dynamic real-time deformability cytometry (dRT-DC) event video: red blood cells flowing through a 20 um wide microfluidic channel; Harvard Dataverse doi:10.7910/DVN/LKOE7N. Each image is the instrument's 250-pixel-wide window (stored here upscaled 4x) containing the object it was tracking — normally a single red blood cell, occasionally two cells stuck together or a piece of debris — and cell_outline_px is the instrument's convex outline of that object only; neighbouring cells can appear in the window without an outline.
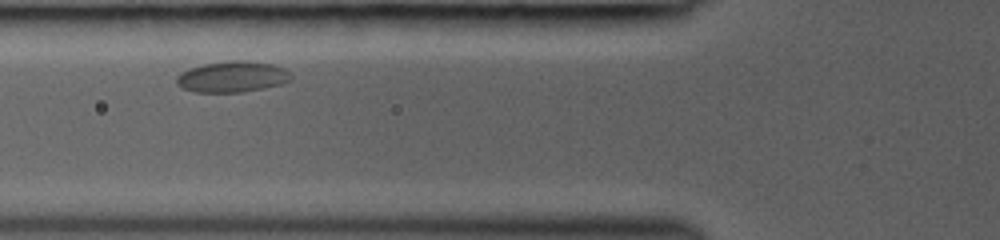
{"species": "common noctule bat (a hibernating species)", "species_latin": "Nyctalus noctula", "temperature_condition": "room temperature", "stored_images_in_passage": 5, "camera_frame_rate_fps": 3000, "um_per_image_px": 0.085, "animal": {"sex": "female", "body_mass_g": 19.0, "forearm_length_mm": 53.3}, "frame": {"image": 1, "passage_image": 3, "time_ms": 2.333, "image_size_px": [1000, 240], "cell_outline_px": [[292, 80], [280, 84], [264, 88], [244, 92], [196, 92], [180, 88], [176, 84], [176, 76], [180, 72], [188, 68], [204, 64], [236, 60], [244, 60], [272, 64], [284, 68], [292, 76]], "centroid_in_image_um": [19.71, 6.53], "position_along_channel_um": 106.1, "area_um2": 20.81}}
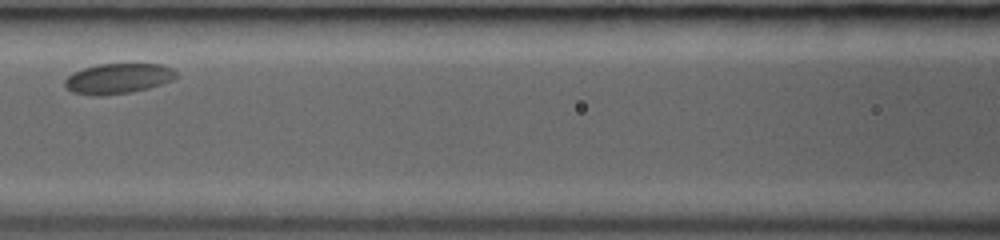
{"frame": {"image": 2, "passage_image": 4, "time_ms": 3.667, "image_size_px": [1000, 240], "cell_outline_px": [[180, 76], [172, 80], [148, 88], [132, 92], [100, 96], [96, 96], [72, 92], [64, 88], [64, 80], [72, 72], [96, 64], [160, 64], [172, 68]], "centroid_in_image_um": [10.01, 6.68], "position_along_channel_um": 156.6, "area_um2": 19.83}}
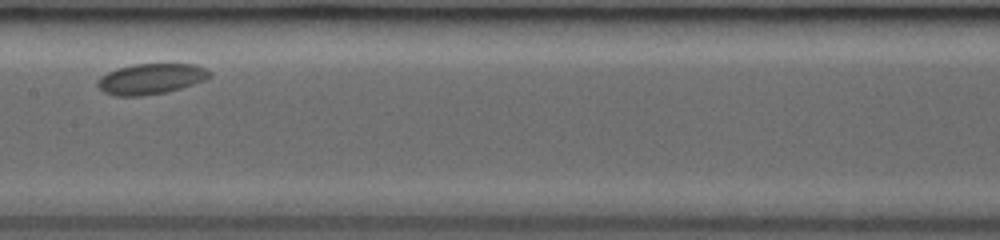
{"frame": {"image": 3, "passage_image": 5, "time_ms": 4.667, "image_size_px": [1000, 240], "cell_outline_px": [[212, 76], [204, 80], [180, 88], [164, 92], [140, 96], [116, 96], [104, 92], [96, 84], [96, 80], [100, 76], [116, 68], [132, 64], [196, 64], [212, 72]], "centroid_in_image_um": [12.8, 6.69], "position_along_channel_um": 194.6, "area_um2": 20.0}}